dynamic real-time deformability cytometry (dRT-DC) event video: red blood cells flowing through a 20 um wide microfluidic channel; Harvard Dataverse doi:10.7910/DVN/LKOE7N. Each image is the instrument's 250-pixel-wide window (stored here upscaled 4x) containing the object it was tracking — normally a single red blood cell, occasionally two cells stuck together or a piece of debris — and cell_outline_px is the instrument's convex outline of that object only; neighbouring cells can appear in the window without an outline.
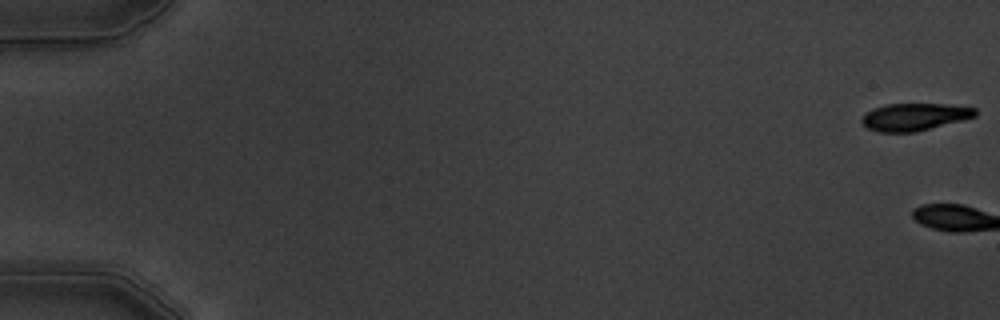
{"species": "common noctule bat (a hibernating species)", "species_latin": "Nyctalus noctula", "temperature_condition": "warm", "stored_images_in_passage": 7, "camera_frame_rate_fps": 3000, "um_per_image_px": 0.085, "animal": {"sex": "male", "body_mass_g": 19.5, "forearm_length_mm": 54.6}, "frame": {"image": 1, "passage_image": 1, "time_ms": 0.0, "image_size_px": [1000, 320], "cell_outline_px": [[976, 116], [916, 132], [876, 132], [868, 128], [860, 120], [872, 108], [884, 104], [948, 104], [976, 108]], "centroid_in_image_um": [77.71, 9.93], "position_along_channel_um": 7.3, "area_um2": 17.98}}